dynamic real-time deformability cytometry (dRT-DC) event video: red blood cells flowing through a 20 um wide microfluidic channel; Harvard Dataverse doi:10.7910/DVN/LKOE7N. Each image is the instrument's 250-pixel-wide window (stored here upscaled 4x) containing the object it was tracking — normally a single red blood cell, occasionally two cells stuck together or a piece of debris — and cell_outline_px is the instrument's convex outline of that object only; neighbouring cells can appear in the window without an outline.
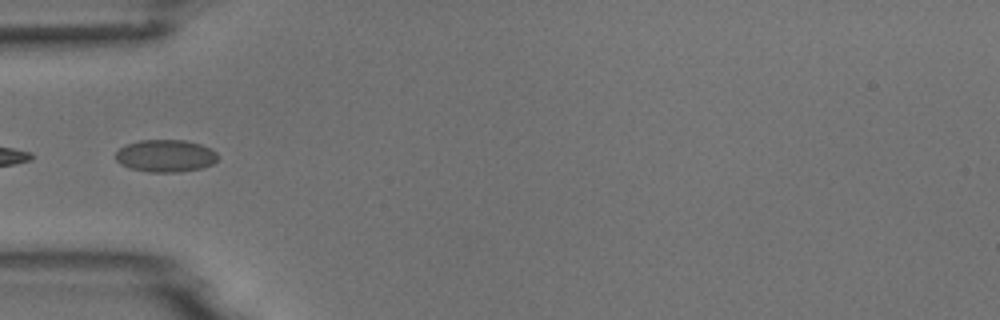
{"species": "common noctule bat (a hibernating species)", "species_latin": "Nyctalus noctula", "temperature_condition": "room temperature", "stored_images_in_passage": 5, "camera_frame_rate_fps": 3000, "um_per_image_px": 0.085, "animal": {"sex": "male", "body_mass_g": 18.8}, "frame": {"image": 1, "passage_image": 5, "time_ms": 4.667, "image_size_px": [1000, 320], "cell_outline_px": [[216, 160], [212, 164], [200, 168], [180, 172], [148, 172], [128, 168], [120, 164], [116, 160], [116, 152], [120, 148], [128, 144], [140, 140], [184, 140], [200, 144], [212, 148], [216, 152]], "centroid_in_image_um": [14.06, 13.25], "position_along_channel_um": 70.9, "area_um2": 19.25}}